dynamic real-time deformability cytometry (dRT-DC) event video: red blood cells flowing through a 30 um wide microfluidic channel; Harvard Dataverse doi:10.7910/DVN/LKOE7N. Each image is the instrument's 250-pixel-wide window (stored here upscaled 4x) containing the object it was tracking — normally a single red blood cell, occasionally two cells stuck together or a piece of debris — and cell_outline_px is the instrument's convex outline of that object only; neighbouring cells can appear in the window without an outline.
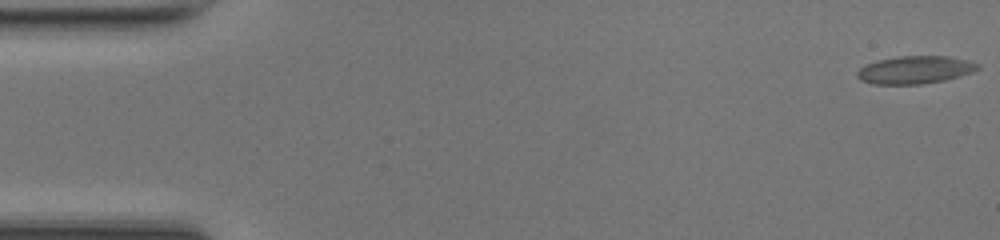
{"species": "common noctule bat (a hibernating species)", "species_latin": "Nyctalus noctula", "temperature_condition": "room temperature", "stored_images_in_passage": 49, "camera_frame_rate_fps": 3000, "um_per_image_px": 0.085, "animal": {"sex": "female", "body_mass_g": 17.0, "forearm_length_mm": 48.0}, "frame": {"image": 1, "passage_image": 1, "time_ms": 0.0, "image_size_px": [1000, 240], "cell_outline_px": [[980, 68], [972, 72], [960, 76], [944, 80], [920, 84], [876, 84], [860, 80], [856, 76], [856, 72], [860, 68], [868, 64], [880, 60], [900, 56], [948, 56], [968, 60], [980, 64]], "centroid_in_image_um": [77.81, 5.93], "position_along_channel_um": 7.2, "area_um2": 19.36}}
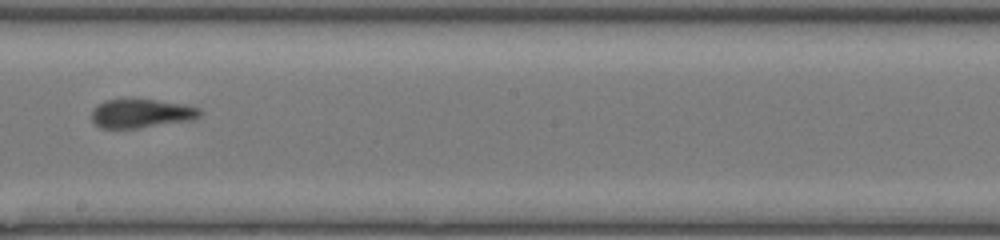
{"frame": {"image": 2, "passage_image": 28, "time_ms": 9.0, "image_size_px": [1000, 240], "cell_outline_px": [[200, 116], [192, 120], [136, 128], [100, 128], [92, 120], [92, 112], [104, 100], [156, 100], [184, 104], [200, 108]], "centroid_in_image_um": [12.03, 9.65], "position_along_channel_um": 236.2, "area_um2": 17.8}}
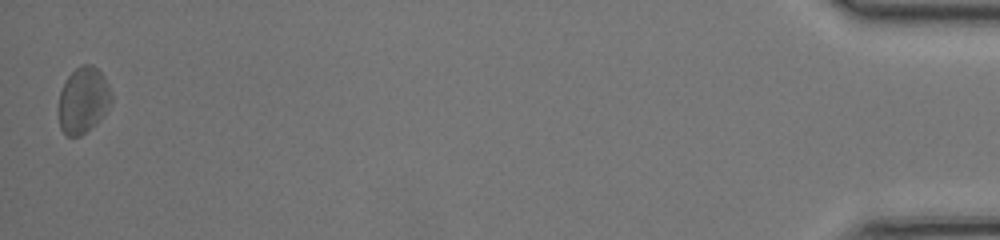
{"frame": {"image": 3, "passage_image": 49, "time_ms": 16.0, "image_size_px": [1000, 240], "cell_outline_px": [[112, 100], [96, 124], [80, 136], [68, 136], [60, 128], [60, 92], [68, 76], [80, 64], [92, 64], [104, 76], [108, 84], [112, 96]], "centroid_in_image_um": [7.08, 8.5], "position_along_channel_um": 428.1, "area_um2": 19.94}, "authors_computed_cell_mechanics": {"area_um2": 18.7272, "velocity_mm_per_s": 4.2001, "shape_relaxation_time_tau1_ms": 6.3743, "shape_relaxation_time_tau2_ms": 1.6668, "deformation_change_tau1": 0.1668, "deformation_change_tau2": 0.0873}}